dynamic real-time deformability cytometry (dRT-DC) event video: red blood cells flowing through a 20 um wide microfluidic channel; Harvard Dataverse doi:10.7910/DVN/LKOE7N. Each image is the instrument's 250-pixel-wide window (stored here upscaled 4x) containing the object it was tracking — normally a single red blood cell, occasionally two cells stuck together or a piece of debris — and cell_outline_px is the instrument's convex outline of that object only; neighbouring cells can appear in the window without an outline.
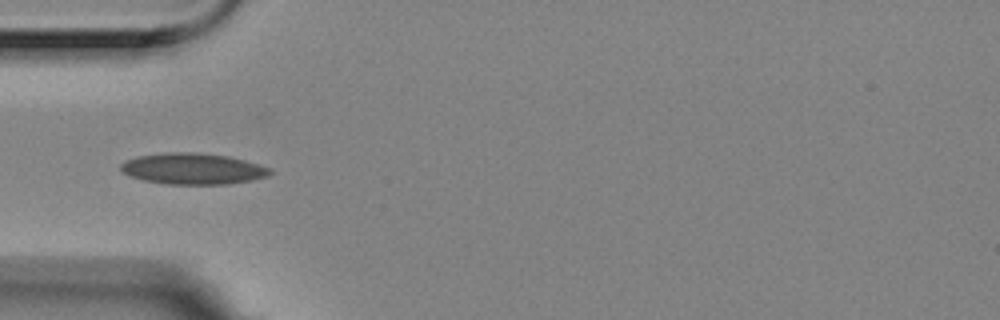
{"species": "Egyptian fruit bat (a non-hibernating species)", "species_latin": "Rousettus aegyptiacus", "temperature_condition": "room temperature", "stored_images_in_passage": 6, "camera_frame_rate_fps": 3000, "um_per_image_px": 0.085, "animal": {"sex": "female"}, "frame": {"image": 1, "passage_image": 5, "time_ms": 1.333, "image_size_px": [1000, 320], "cell_outline_px": [[272, 172], [268, 176], [252, 180], [228, 184], [168, 184], [144, 180], [120, 172], [120, 164], [124, 160], [136, 156], [164, 152], [196, 152], [228, 156], [244, 160], [272, 168]], "centroid_in_image_um": [16.37, 14.33], "position_along_channel_um": 68.6, "area_um2": 27.28}}
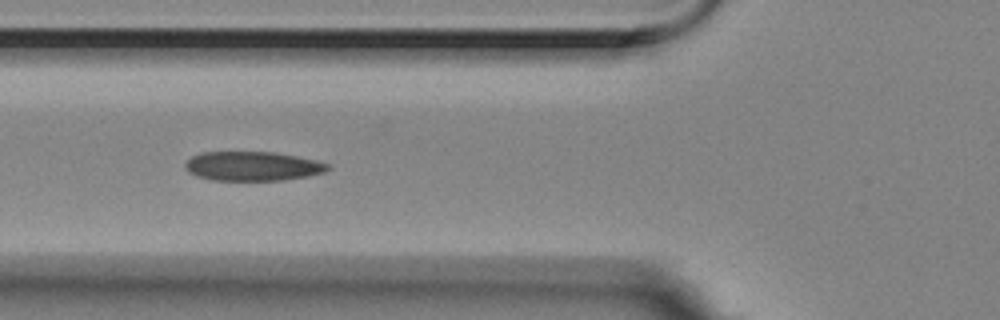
{"frame": {"image": 2, "passage_image": 6, "time_ms": 1.667, "image_size_px": [1000, 320], "cell_outline_px": [[332, 168], [324, 172], [308, 176], [284, 180], [212, 180], [196, 176], [188, 172], [184, 168], [184, 164], [192, 156], [200, 152], [272, 152], [296, 156], [316, 160], [328, 164]], "centroid_in_image_um": [21.45, 14.12], "position_along_channel_um": 104.3, "area_um2": 24.39}}